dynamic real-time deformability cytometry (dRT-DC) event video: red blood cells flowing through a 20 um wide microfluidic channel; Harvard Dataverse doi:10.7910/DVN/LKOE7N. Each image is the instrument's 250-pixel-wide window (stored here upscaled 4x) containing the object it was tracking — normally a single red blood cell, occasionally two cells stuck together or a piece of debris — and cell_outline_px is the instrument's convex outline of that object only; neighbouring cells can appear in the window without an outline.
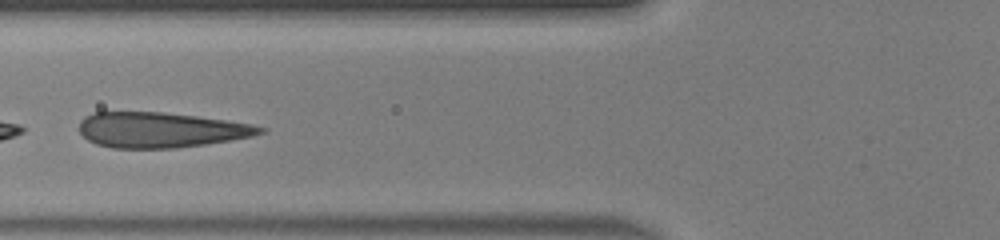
{"species": "human", "species_latin": "Homo sapiens", "temperature_condition": "warm", "stored_images_in_passage": 42, "camera_frame_rate_fps": 3000, "um_per_image_px": 0.085, "donor": {"sex": "male"}, "frame": {"image": 1, "passage_image": 14, "time_ms": 4.333, "image_size_px": [1000, 240], "cell_outline_px": [[268, 128], [264, 132], [252, 136], [204, 144], [176, 148], [112, 148], [96, 144], [88, 140], [80, 132], [80, 120], [84, 116], [92, 112], [164, 112], [196, 116], [252, 124]], "centroid_in_image_um": [13.63, 11.04], "position_along_channel_um": 112.2, "area_um2": 37.11}}
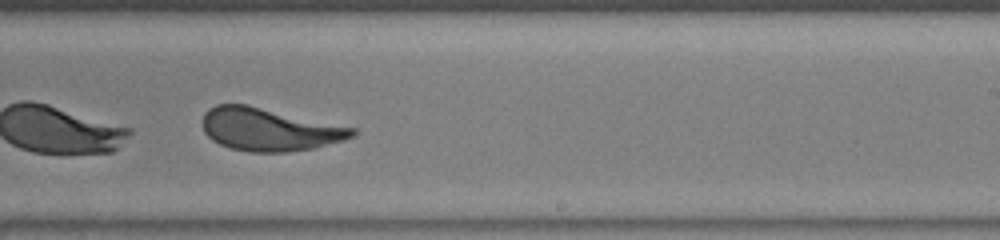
{"frame": {"image": 2, "passage_image": 25, "time_ms": 8.0, "image_size_px": [1000, 240], "cell_outline_px": [[356, 136], [344, 140], [312, 148], [288, 152], [248, 152], [228, 148], [212, 140], [204, 132], [204, 112], [208, 108], [216, 104], [248, 104], [356, 128]], "centroid_in_image_um": [22.88, 11.0], "position_along_channel_um": 266.1, "area_um2": 37.51}}
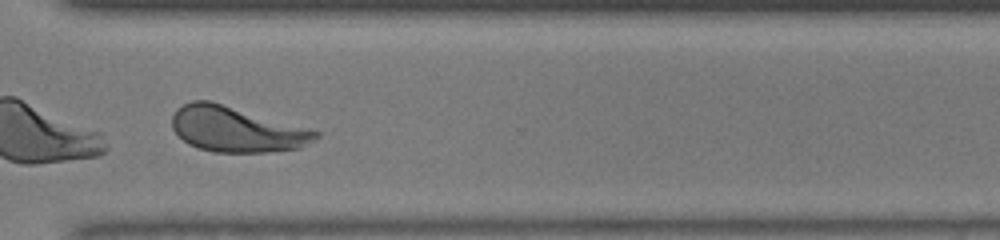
{"frame": {"image": 3, "passage_image": 31, "time_ms": 10.0, "image_size_px": [1000, 240], "cell_outline_px": [[320, 136], [300, 148], [268, 152], [216, 152], [196, 148], [188, 144], [172, 128], [172, 116], [176, 108], [192, 100], [212, 100], [308, 128], [320, 132]], "centroid_in_image_um": [20.08, 10.98], "position_along_channel_um": 350.5, "area_um2": 38.09}, "authors_computed_cell_mechanics": {"area_um2": 38.6104, "velocity_mm_per_s": 4.2028, "shape_relaxation_time_tau1_ms": 4.1685, "shape_relaxation_time_tau2_ms": null, "deformation_change_tau1": 0.1802, "deformation_change_tau2": null}}